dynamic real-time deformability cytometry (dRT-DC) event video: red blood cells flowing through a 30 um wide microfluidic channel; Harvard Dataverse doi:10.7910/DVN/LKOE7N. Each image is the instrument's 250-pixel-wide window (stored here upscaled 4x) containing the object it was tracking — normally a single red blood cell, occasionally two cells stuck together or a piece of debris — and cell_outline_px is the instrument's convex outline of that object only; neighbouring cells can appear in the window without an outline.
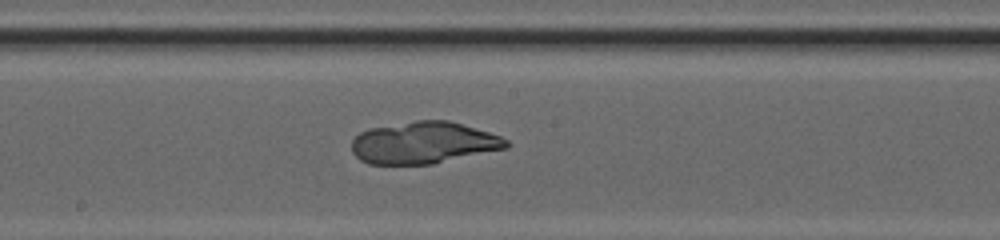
{"species": "common noctule bat (a hibernating species)", "species_latin": "Nyctalus noctula", "temperature_condition": "cold", "stored_images_in_passage": 40, "camera_frame_rate_fps": 3000, "um_per_image_px": 0.085, "animal": {"sex": "female", "body_mass_g": 20.0, "forearm_length_mm": 54.0}, "frame": {"image": 1, "passage_image": 19, "time_ms": 6.0, "image_size_px": [1000, 240], "cell_outline_px": [[508, 148], [432, 164], [368, 164], [360, 160], [352, 152], [352, 140], [360, 132], [368, 128], [416, 120], [448, 120], [488, 132], [500, 136], [508, 140]], "centroid_in_image_um": [35.99, 12.13], "position_along_channel_um": 212.2, "area_um2": 37.74}}
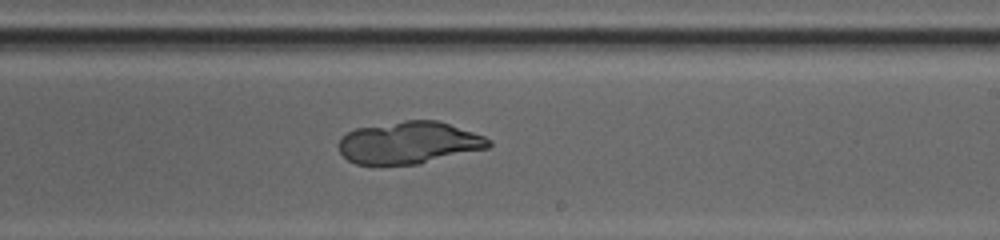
{"frame": {"image": 2, "passage_image": 22, "time_ms": 7.0, "image_size_px": [1000, 240], "cell_outline_px": [[492, 144], [488, 148], [420, 164], [356, 164], [348, 160], [340, 152], [340, 136], [356, 128], [404, 120], [436, 120], [484, 136], [492, 140]], "centroid_in_image_um": [34.77, 12.13], "position_along_channel_um": 254.2, "area_um2": 36.7}}
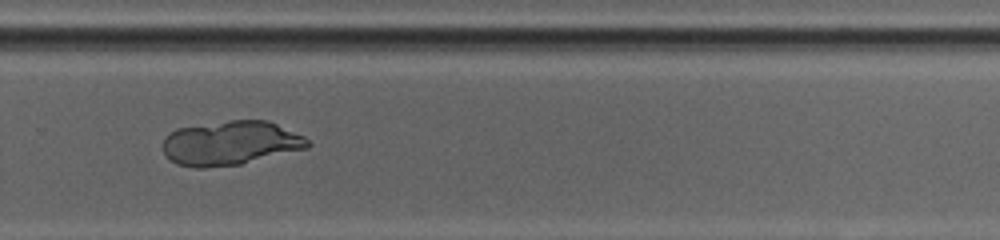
{"frame": {"image": 3, "passage_image": 26, "time_ms": 8.333, "image_size_px": [1000, 240], "cell_outline_px": [[312, 144], [308, 148], [240, 164], [204, 168], [196, 168], [176, 164], [164, 152], [164, 140], [176, 128], [232, 120], [268, 120], [304, 136]], "centroid_in_image_um": [19.63, 12.16], "position_along_channel_um": 310.2, "area_um2": 37.05}}